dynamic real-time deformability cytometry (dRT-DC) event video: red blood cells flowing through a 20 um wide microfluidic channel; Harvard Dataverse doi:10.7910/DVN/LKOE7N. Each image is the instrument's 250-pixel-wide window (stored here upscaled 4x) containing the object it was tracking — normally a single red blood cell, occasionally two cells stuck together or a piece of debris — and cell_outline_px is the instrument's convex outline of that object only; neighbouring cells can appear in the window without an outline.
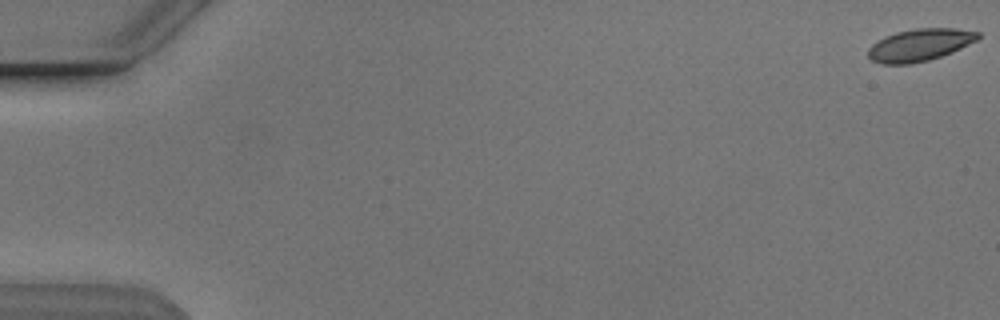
{"species": "Egyptian fruit bat (a non-hibernating species)", "species_latin": "Rousettus aegyptiacus", "temperature_condition": "cold", "stored_images_in_passage": 55, "camera_frame_rate_fps": 3000, "um_per_image_px": 0.085, "animal": {"sex": "male"}, "frame": {"image": 1, "passage_image": 1, "time_ms": 0.0, "image_size_px": [1000, 320], "cell_outline_px": [[980, 36], [976, 40], [952, 52], [928, 60], [912, 64], [880, 64], [872, 60], [868, 56], [868, 48], [872, 44], [884, 36], [896, 32], [916, 28], [952, 28], [980, 32]], "centroid_in_image_um": [78.14, 3.82], "position_along_channel_um": 6.9, "area_um2": 20.58}}
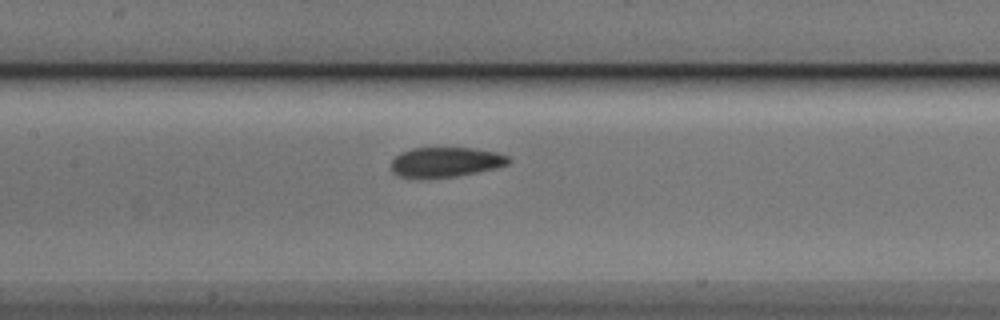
{"frame": {"image": 2, "passage_image": 27, "time_ms": 8.667, "image_size_px": [1000, 320], "cell_outline_px": [[512, 160], [508, 164], [496, 168], [456, 176], [416, 180], [400, 176], [392, 172], [392, 160], [400, 152], [412, 148], [472, 148], [496, 152], [508, 156]], "centroid_in_image_um": [37.85, 13.8], "position_along_channel_um": 169.6, "area_um2": 20.75}}
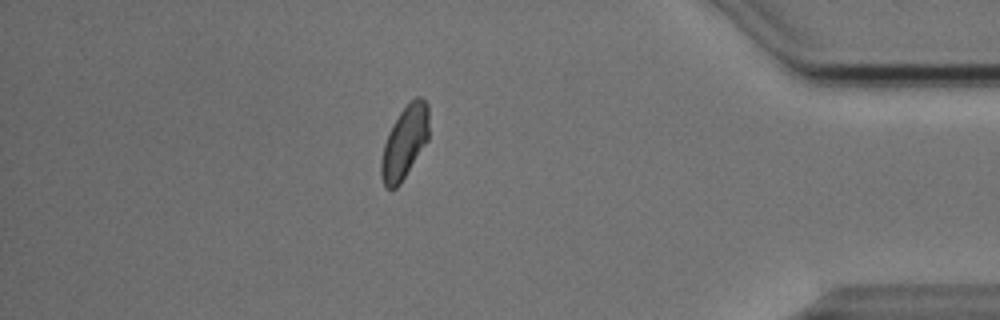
{"frame": {"image": 3, "passage_image": 48, "time_ms": 15.667, "image_size_px": [1000, 320], "cell_outline_px": [[428, 140], [400, 184], [396, 188], [384, 188], [380, 176], [380, 164], [384, 144], [392, 124], [400, 112], [416, 96], [420, 96], [428, 104]], "centroid_in_image_um": [34.38, 12.12], "position_along_channel_um": 400.8, "area_um2": 20.11}, "authors_computed_cell_mechanics": {"area_um2": 20.7502, "velocity_mm_per_s": 3.8224, "shape_relaxation_time_tau1_ms": 5.1188, "shape_relaxation_time_tau2_ms": 2.5166, "deformation_change_tau1": 0.1197, "deformation_change_tau2": 0.0576}}